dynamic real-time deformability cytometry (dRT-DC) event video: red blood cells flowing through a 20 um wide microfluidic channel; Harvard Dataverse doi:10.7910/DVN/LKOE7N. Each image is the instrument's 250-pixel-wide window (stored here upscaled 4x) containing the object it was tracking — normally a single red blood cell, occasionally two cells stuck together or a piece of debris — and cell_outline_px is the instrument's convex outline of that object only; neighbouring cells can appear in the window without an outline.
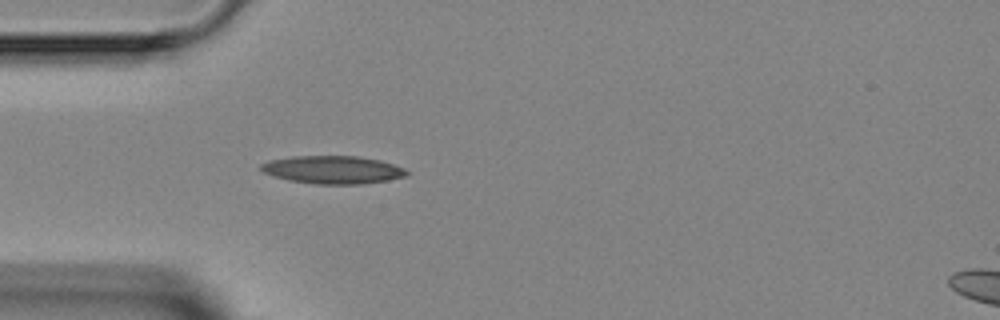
{"species": "Egyptian fruit bat (a non-hibernating species)", "species_latin": "Rousettus aegyptiacus", "temperature_condition": "room temperature", "stored_images_in_passage": 1, "camera_frame_rate_fps": 3000, "um_per_image_px": 0.085, "animal": {"sex": "female"}, "frame": {"image": 1, "passage_image": 1, "time_ms": 0.0, "image_size_px": [1000, 320], "cell_outline_px": [[408, 176], [388, 180], [360, 184], [316, 184], [288, 180], [272, 176], [264, 172], [260, 168], [260, 164], [268, 160], [292, 156], [356, 156], [380, 160], [404, 168], [408, 172]], "centroid_in_image_um": [28.26, 14.43], "position_along_channel_um": 56.7, "area_um2": 23.76}}